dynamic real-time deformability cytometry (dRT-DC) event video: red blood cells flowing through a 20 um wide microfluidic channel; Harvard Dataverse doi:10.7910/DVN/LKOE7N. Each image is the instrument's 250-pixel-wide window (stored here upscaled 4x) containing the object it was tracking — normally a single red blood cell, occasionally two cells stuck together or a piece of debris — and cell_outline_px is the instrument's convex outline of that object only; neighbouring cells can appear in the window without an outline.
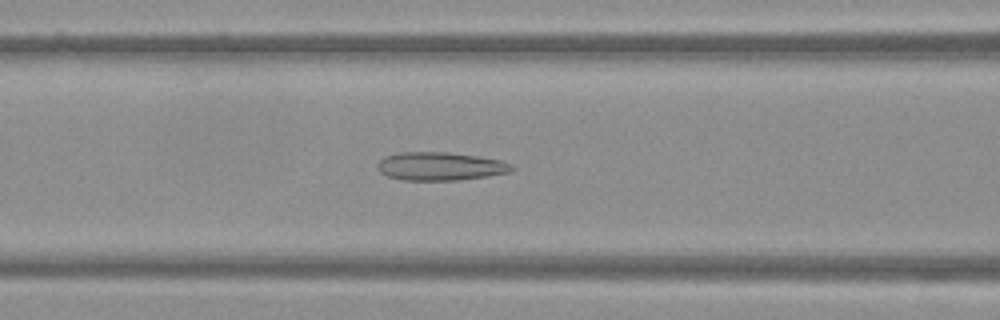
{"species": "Egyptian fruit bat (a non-hibernating species)", "species_latin": "Rousettus aegyptiacus", "temperature_condition": "warm", "stored_images_in_passage": 50, "camera_frame_rate_fps": 3000, "um_per_image_px": 0.085, "frame": {"image": 1, "passage_image": 21, "time_ms": 6.667, "image_size_px": [1000, 320], "cell_outline_px": [[516, 168], [512, 172], [488, 176], [456, 180], [404, 180], [388, 176], [380, 172], [376, 168], [376, 164], [384, 156], [396, 152], [448, 152], [476, 156], [500, 160], [512, 164]], "centroid_in_image_um": [37.41, 14.13], "position_along_channel_um": 129.2, "area_um2": 22.31}}
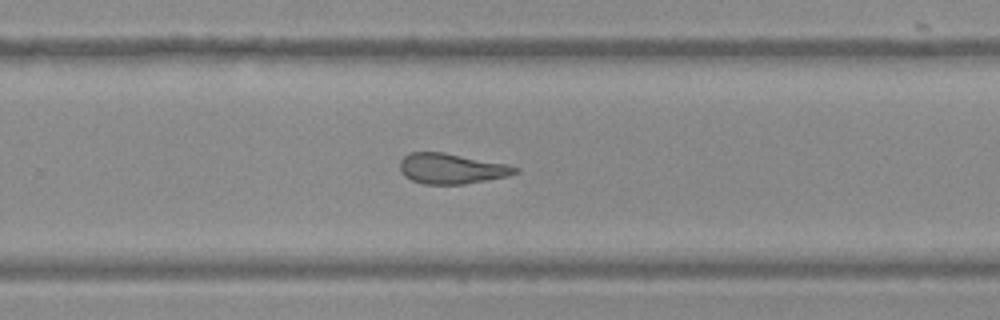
{"frame": {"image": 2, "passage_image": 33, "time_ms": 10.667, "image_size_px": [1000, 320], "cell_outline_px": [[520, 172], [508, 176], [464, 184], [424, 184], [412, 180], [404, 176], [400, 172], [400, 160], [404, 156], [412, 152], [444, 152], [508, 164], [520, 168]], "centroid_in_image_um": [38.39, 14.33], "position_along_channel_um": 291.4, "area_um2": 20.52}}
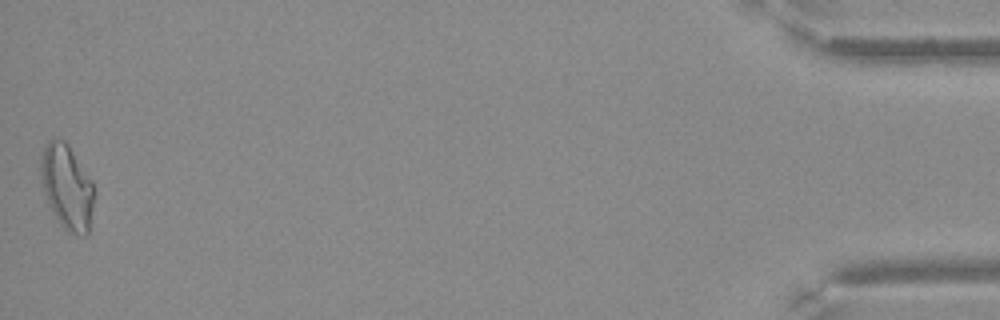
{"frame": {"image": 3, "passage_image": 50, "time_ms": 16.333, "image_size_px": [1000, 320], "cell_outline_px": [[96, 192], [88, 236], [76, 236], [68, 232], [60, 224], [44, 192], [40, 172], [40, 156], [48, 140], [52, 136], [64, 140], [68, 144], [92, 180]], "centroid_in_image_um": [5.73, 15.89], "position_along_channel_um": 429.5, "area_um2": 26.76}}